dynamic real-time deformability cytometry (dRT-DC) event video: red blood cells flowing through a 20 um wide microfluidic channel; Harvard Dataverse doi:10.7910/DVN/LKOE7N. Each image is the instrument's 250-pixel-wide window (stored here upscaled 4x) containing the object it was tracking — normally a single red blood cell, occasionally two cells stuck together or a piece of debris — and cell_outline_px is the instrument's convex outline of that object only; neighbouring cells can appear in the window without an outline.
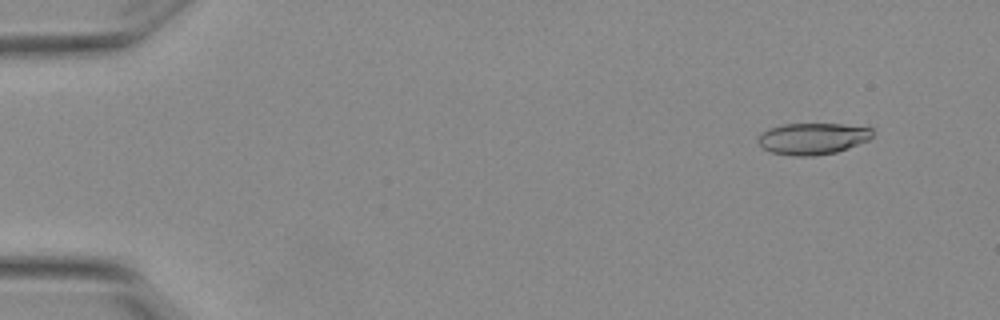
{"species": "Egyptian fruit bat (a non-hibernating species)", "species_latin": "Rousettus aegyptiacus", "temperature_condition": "warm", "stored_images_in_passage": 7, "camera_frame_rate_fps": 3000, "um_per_image_px": 0.085, "animal": {"sex": "female"}, "frame": {"image": 1, "passage_image": 2, "time_ms": 0.333, "image_size_px": [1000, 320], "cell_outline_px": [[872, 136], [868, 140], [848, 148], [836, 152], [816, 156], [792, 156], [768, 152], [756, 140], [760, 132], [768, 128], [780, 124], [844, 124], [872, 128]], "centroid_in_image_um": [69.02, 11.78], "position_along_channel_um": 16.0, "area_um2": 21.27}}
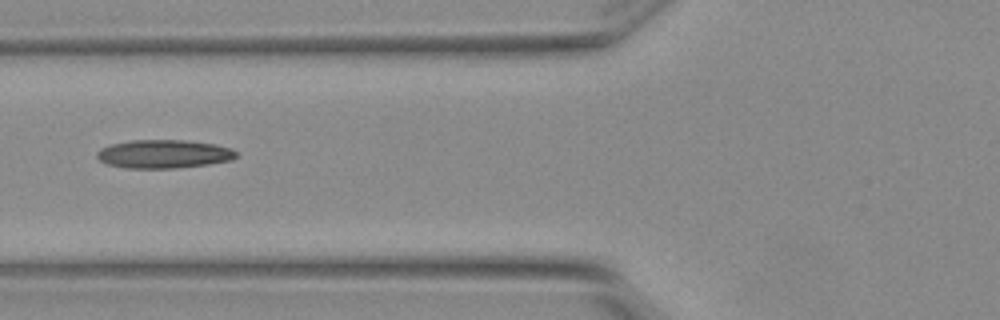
{"frame": {"image": 2, "passage_image": 6, "time_ms": 1.667, "image_size_px": [1000, 320], "cell_outline_px": [[240, 156], [232, 160], [208, 164], [176, 168], [124, 168], [108, 164], [100, 160], [96, 156], [96, 152], [100, 148], [112, 144], [132, 140], [188, 140], [216, 144], [232, 148]], "centroid_in_image_um": [13.96, 13.08], "position_along_channel_um": 111.8, "area_um2": 23.29}}
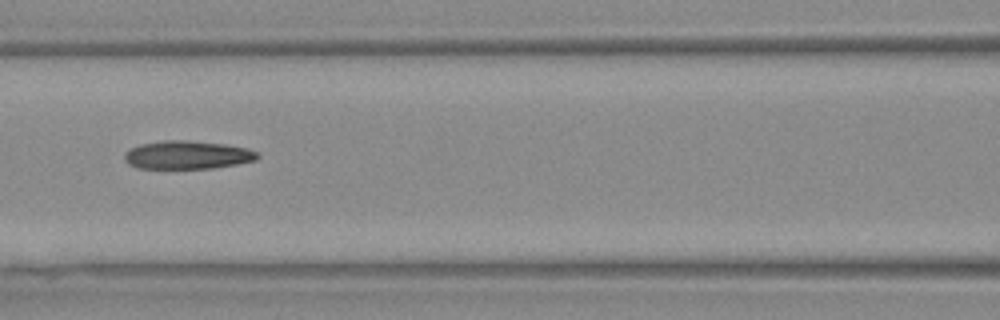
{"frame": {"image": 3, "passage_image": 7, "time_ms": 2.0, "image_size_px": [1000, 320], "cell_outline_px": [[260, 156], [256, 160], [236, 164], [212, 168], [136, 168], [128, 164], [124, 160], [124, 152], [140, 144], [164, 140], [184, 140], [224, 144], [248, 148], [256, 152]], "centroid_in_image_um": [15.9, 13.17], "position_along_channel_um": 150.7, "area_um2": 21.85}}